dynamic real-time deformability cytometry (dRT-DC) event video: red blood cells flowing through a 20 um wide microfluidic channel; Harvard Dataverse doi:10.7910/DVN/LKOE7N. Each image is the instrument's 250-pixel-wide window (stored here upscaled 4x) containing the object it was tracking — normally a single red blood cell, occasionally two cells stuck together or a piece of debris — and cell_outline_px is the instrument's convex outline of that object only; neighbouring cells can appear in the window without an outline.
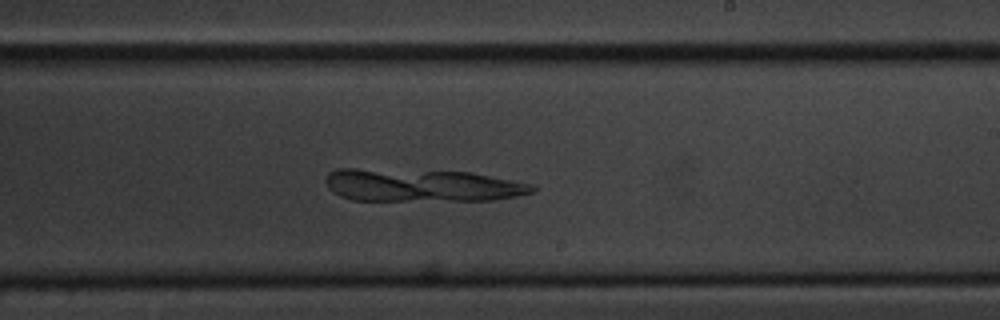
{"species": "common noctule bat (a hibernating species)", "species_latin": "Nyctalus noctula", "temperature_condition": "cold", "stored_images_in_passage": 49, "segment_of_instrument_passage": [2, 2], "camera_frame_rate_fps": 3000, "um_per_image_px": 0.085, "animal": {"sex": "male", "body_mass_g": 20.1, "forearm_length_mm": 53.5}, "frame": {"image": 1, "passage_image": 32, "time_ms": 10.333, "image_size_px": [1000, 320], "cell_outline_px": [[528, 192], [508, 196], [468, 200], [464, 200], [444, 196], [432, 172], [460, 172], [480, 176], [512, 184]], "centroid_in_image_um": [40.24, 15.85], "position_along_channel_um": 248.8, "area_um2": 12.31}}
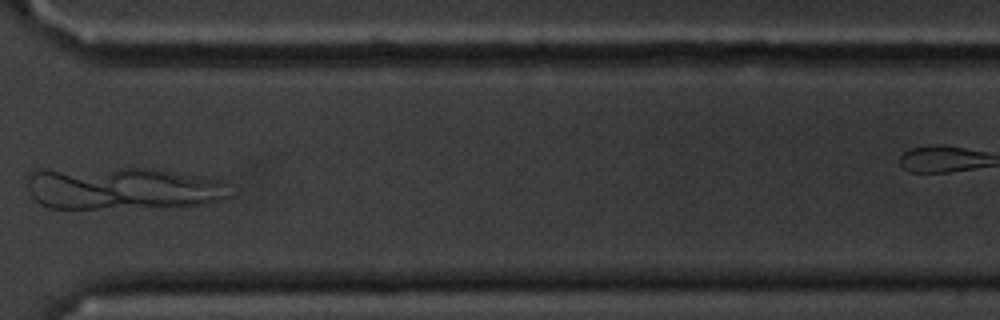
{"frame": {"image": 2, "passage_image": 41, "time_ms": 13.333, "image_size_px": [1000, 320], "cell_outline_px": [[168, 204], [84, 208], [60, 208], [60, 176], [64, 176]], "centroid_in_image_um": [8.18, 16.66], "position_along_channel_um": 362.4, "area_um2": 13.24}}